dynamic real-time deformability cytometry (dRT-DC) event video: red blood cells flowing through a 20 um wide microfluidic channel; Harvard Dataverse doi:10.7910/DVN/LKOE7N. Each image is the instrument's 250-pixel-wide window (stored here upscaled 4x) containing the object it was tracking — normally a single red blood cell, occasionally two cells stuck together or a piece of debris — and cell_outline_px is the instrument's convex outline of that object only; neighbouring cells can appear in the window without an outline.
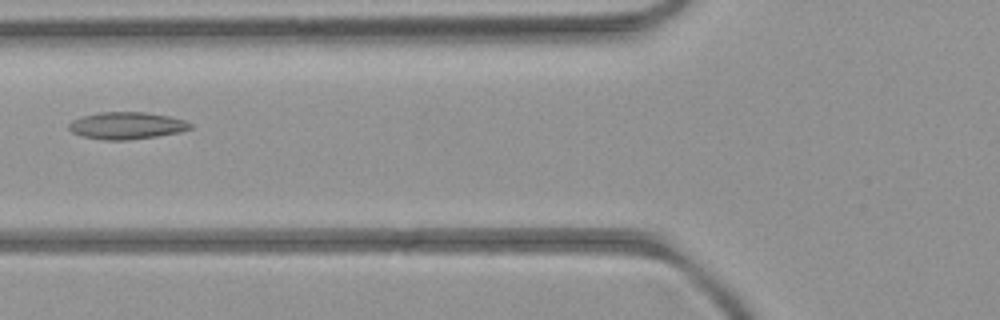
{"species": "common noctule bat (a hibernating species)", "species_latin": "Nyctalus noctula", "temperature_condition": "room temperature", "stored_images_in_passage": 6, "camera_frame_rate_fps": 3000, "um_per_image_px": 0.085, "animal": {"sex": "female", "body_mass_g": 21.9}, "frame": {"image": 1, "passage_image": 6, "time_ms": 5.667, "image_size_px": [1000, 320], "cell_outline_px": [[192, 128], [180, 132], [156, 136], [128, 140], [104, 140], [80, 136], [72, 132], [68, 128], [68, 124], [72, 120], [84, 116], [100, 112], [144, 112], [168, 116], [184, 120], [192, 124]], "centroid_in_image_um": [10.75, 10.68], "position_along_channel_um": 115.1, "area_um2": 19.13}}